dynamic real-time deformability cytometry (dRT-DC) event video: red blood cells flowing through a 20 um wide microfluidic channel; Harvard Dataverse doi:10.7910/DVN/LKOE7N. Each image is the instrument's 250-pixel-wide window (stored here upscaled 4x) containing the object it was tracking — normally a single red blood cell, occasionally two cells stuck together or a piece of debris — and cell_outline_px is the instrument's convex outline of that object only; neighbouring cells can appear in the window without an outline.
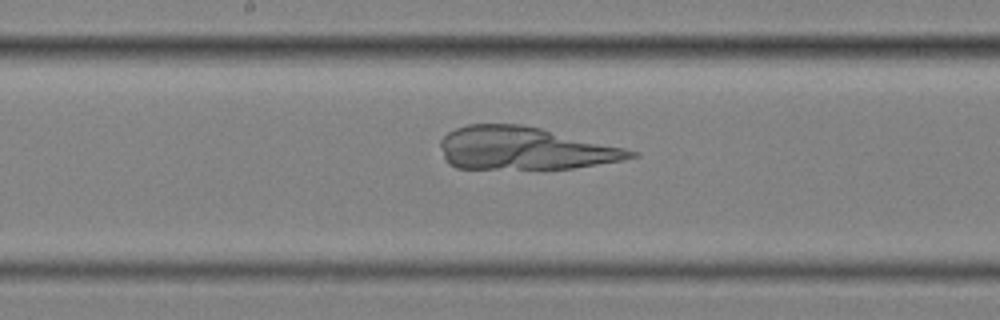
{"species": "common noctule bat (a hibernating species)", "species_latin": "Nyctalus noctula", "temperature_condition": "cold", "stored_images_in_passage": 53, "camera_frame_rate_fps": 3000, "um_per_image_px": 0.085, "animal": {"sex": "female", "body_mass_g": 25.1}, "frame": {"image": 1, "passage_image": 25, "time_ms": 8.0, "image_size_px": [1000, 320], "cell_outline_px": [[640, 156], [624, 160], [572, 168], [456, 168], [448, 164], [444, 156], [440, 144], [440, 140], [448, 132], [456, 128], [468, 124], [520, 124], [540, 128], [624, 148], [640, 152]], "centroid_in_image_um": [44.58, 12.61], "position_along_channel_um": 203.6, "area_um2": 47.05}}
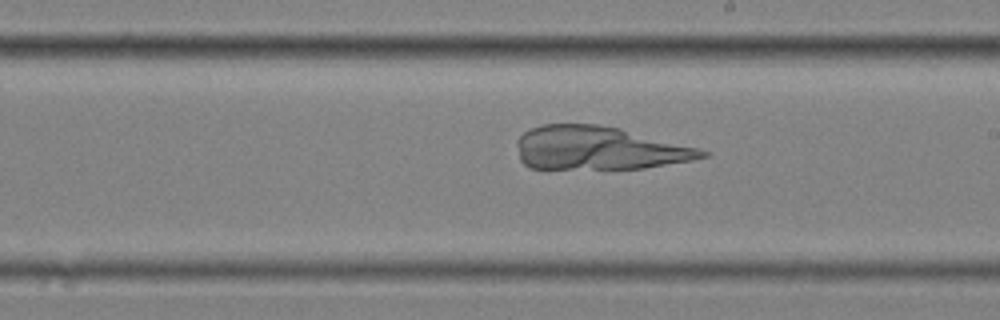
{"frame": {"image": 2, "passage_image": 28, "time_ms": 9.0, "image_size_px": [1000, 320], "cell_outline_px": [[712, 152], [708, 156], [692, 160], [644, 168], [528, 168], [520, 160], [516, 144], [516, 140], [524, 132], [532, 128], [544, 124], [596, 124], [620, 128]], "centroid_in_image_um": [50.86, 12.59], "position_along_channel_um": 238.1, "area_um2": 46.47}}
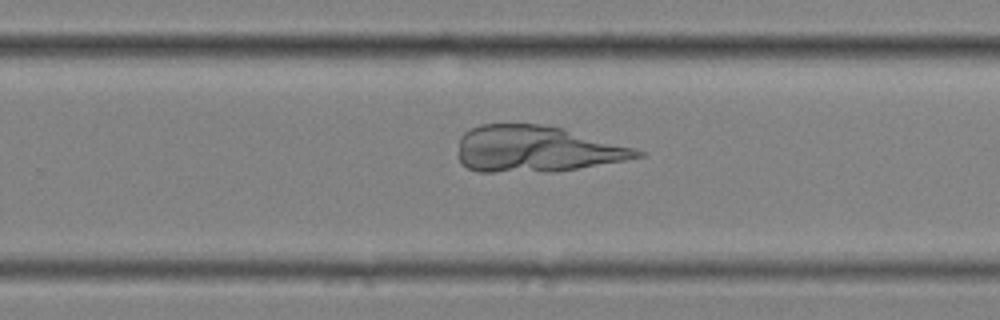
{"frame": {"image": 3, "passage_image": 32, "time_ms": 10.333, "image_size_px": [1000, 320], "cell_outline_px": [[648, 152], [644, 156], [624, 160], [576, 168], [496, 172], [476, 172], [460, 164], [456, 156], [460, 136], [464, 132], [480, 124], [540, 124], [560, 128], [636, 148]], "centroid_in_image_um": [45.52, 12.65], "position_along_channel_um": 284.3, "area_um2": 47.69}}